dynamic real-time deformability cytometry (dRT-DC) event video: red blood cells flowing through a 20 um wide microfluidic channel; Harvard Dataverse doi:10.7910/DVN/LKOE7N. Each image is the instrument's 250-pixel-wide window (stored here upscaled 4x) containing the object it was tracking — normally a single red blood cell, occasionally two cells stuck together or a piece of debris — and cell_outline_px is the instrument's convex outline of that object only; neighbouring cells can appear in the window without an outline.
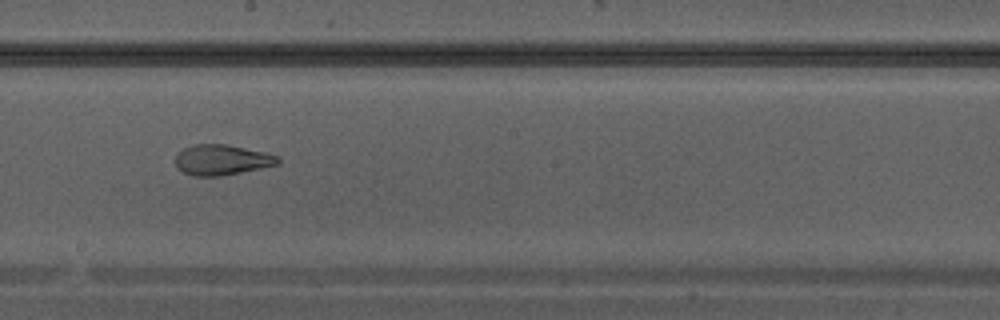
{"species": "Egyptian fruit bat (a non-hibernating species)", "species_latin": "Rousettus aegyptiacus", "temperature_condition": "warm", "stored_images_in_passage": 36, "camera_frame_rate_fps": 3000, "um_per_image_px": 0.085, "animal": {"sex": "male"}, "frame": {"image": 1, "passage_image": 21, "time_ms": 6.667, "image_size_px": [1000, 320], "cell_outline_px": [[280, 164], [220, 176], [192, 176], [176, 168], [172, 160], [184, 148], [196, 144], [224, 144], [264, 152], [276, 156], [280, 160]], "centroid_in_image_um": [18.79, 13.6], "position_along_channel_um": 229.4, "area_um2": 18.09}}